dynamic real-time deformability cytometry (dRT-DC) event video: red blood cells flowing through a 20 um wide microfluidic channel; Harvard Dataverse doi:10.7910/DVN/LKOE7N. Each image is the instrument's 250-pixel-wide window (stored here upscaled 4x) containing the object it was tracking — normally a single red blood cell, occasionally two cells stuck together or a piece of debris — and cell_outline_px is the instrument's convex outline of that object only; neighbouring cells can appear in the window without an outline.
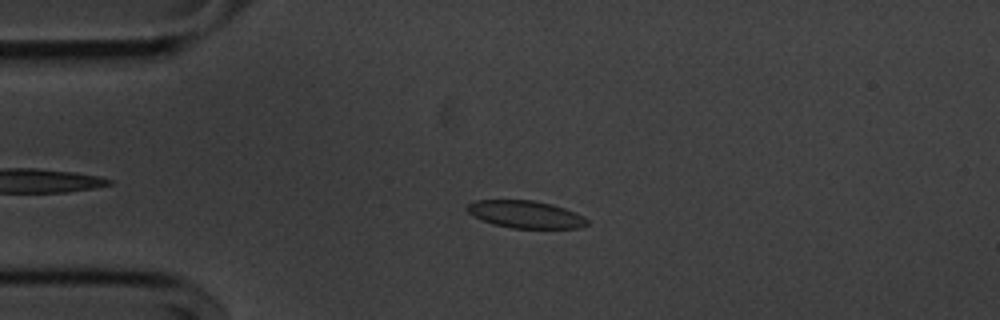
{"species": "common noctule bat (a hibernating species)", "species_latin": "Nyctalus noctula", "temperature_condition": "cold", "stored_images_in_passage": 42, "camera_frame_rate_fps": 3000, "um_per_image_px": 0.085, "animal": {"sex": "male", "body_mass_g": 20.1, "forearm_length_mm": 53.5}, "frame": {"image": 1, "passage_image": 10, "time_ms": 3.0, "image_size_px": [1000, 320], "cell_outline_px": [[588, 224], [580, 228], [512, 228], [492, 224], [472, 216], [464, 208], [468, 204], [476, 200], [532, 200], [552, 204], [576, 212], [584, 216], [588, 220]], "centroid_in_image_um": [44.66, 18.22], "position_along_channel_um": 40.3, "area_um2": 19.31}}
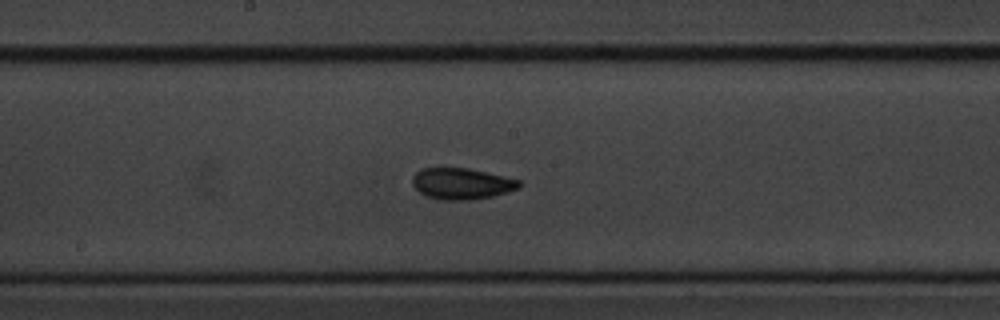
{"frame": {"image": 2, "passage_image": 26, "time_ms": 8.333, "image_size_px": [1000, 320], "cell_outline_px": [[520, 188], [492, 196], [468, 200], [440, 200], [428, 196], [420, 192], [412, 184], [412, 176], [420, 168], [468, 168], [504, 176], [520, 180]], "centroid_in_image_um": [39.22, 15.6], "position_along_channel_um": 209.0, "area_um2": 19.36}}
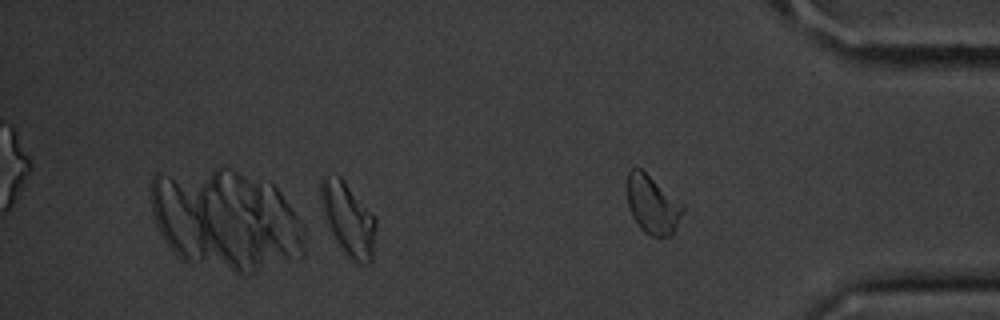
{"frame": {"image": 3, "passage_image": 41, "time_ms": 13.333, "image_size_px": [1000, 320], "cell_outline_px": [[376, 224], [372, 264], [356, 264], [336, 244], [328, 228], [320, 204], [320, 176], [324, 172], [336, 172], [344, 180], [376, 216]], "centroid_in_image_um": [29.56, 18.57], "position_along_channel_um": 405.6, "area_um2": 24.51}, "authors_computed_cell_mechanics": {"area_um2": 19.1029, "velocity_mm_per_s": 3.6024, "shape_relaxation_time_tau1_ms": 8.7979, "shape_relaxation_time_tau2_ms": 1.4291, "deformation_change_tau1": 0.1494, "deformation_change_tau2": 0.0589}}